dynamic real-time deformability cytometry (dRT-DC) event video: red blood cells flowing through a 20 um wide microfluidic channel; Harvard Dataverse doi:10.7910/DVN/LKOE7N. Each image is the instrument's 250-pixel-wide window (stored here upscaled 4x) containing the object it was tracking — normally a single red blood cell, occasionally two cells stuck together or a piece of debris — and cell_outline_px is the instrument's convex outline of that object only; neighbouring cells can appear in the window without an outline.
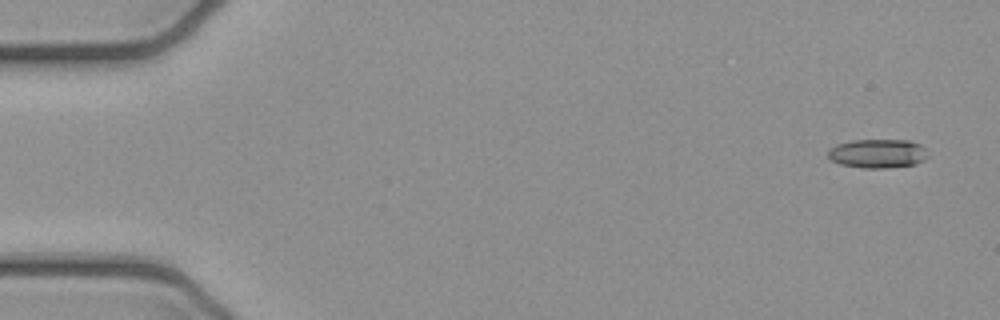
{"species": "common noctule bat (a hibernating species)", "species_latin": "Nyctalus noctula", "temperature_condition": "cold", "stored_images_in_passage": 7, "camera_frame_rate_fps": 3000, "um_per_image_px": 0.085, "animal": {"sex": "female", "body_mass_g": 21.9}, "frame": {"image": 1, "passage_image": 1, "time_ms": 0.0, "image_size_px": [1000, 320], "cell_outline_px": [[928, 156], [924, 160], [916, 164], [888, 168], [860, 168], [840, 164], [832, 160], [828, 156], [828, 148], [836, 144], [852, 140], [908, 140], [920, 144], [924, 148]], "centroid_in_image_um": [74.59, 13.05], "position_along_channel_um": 10.4, "area_um2": 16.99}}
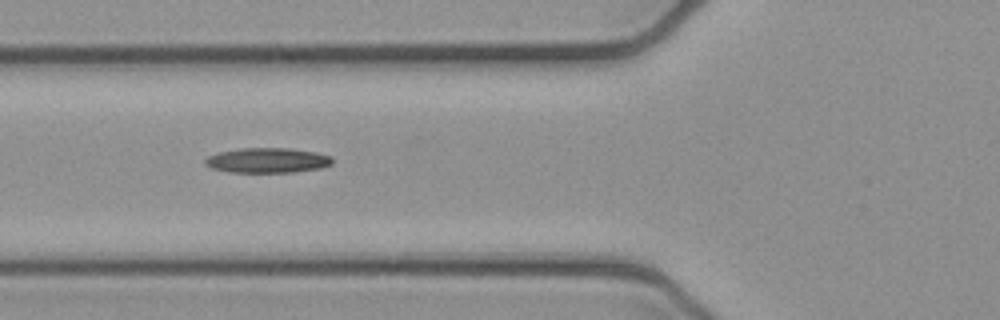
{"frame": {"image": 2, "passage_image": 6, "time_ms": 1.667, "image_size_px": [1000, 320], "cell_outline_px": [[332, 164], [320, 168], [292, 172], [228, 172], [212, 168], [204, 164], [204, 160], [208, 156], [220, 152], [244, 148], [288, 148], [316, 152], [332, 156]], "centroid_in_image_um": [22.73, 13.63], "position_along_channel_um": 103.1, "area_um2": 18.44}}
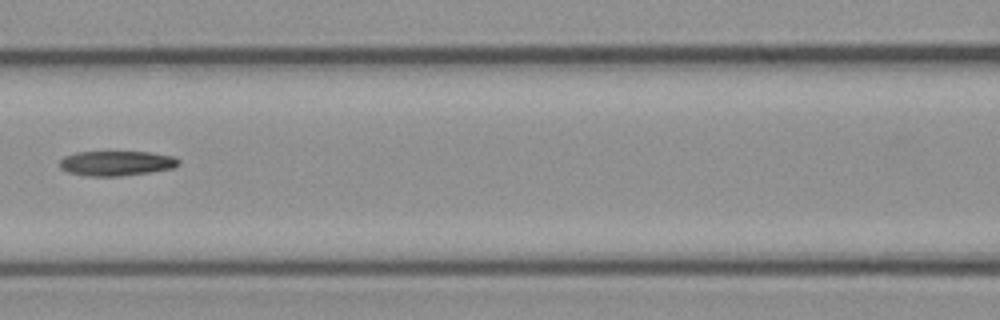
{"frame": {"image": 3, "passage_image": 7, "time_ms": 2.0, "image_size_px": [1000, 320], "cell_outline_px": [[180, 164], [176, 168], [152, 172], [120, 176], [88, 176], [68, 172], [60, 168], [60, 160], [64, 156], [76, 152], [152, 152], [172, 156], [180, 160]], "centroid_in_image_um": [9.93, 13.88], "position_along_channel_um": 156.7, "area_um2": 17.4}}